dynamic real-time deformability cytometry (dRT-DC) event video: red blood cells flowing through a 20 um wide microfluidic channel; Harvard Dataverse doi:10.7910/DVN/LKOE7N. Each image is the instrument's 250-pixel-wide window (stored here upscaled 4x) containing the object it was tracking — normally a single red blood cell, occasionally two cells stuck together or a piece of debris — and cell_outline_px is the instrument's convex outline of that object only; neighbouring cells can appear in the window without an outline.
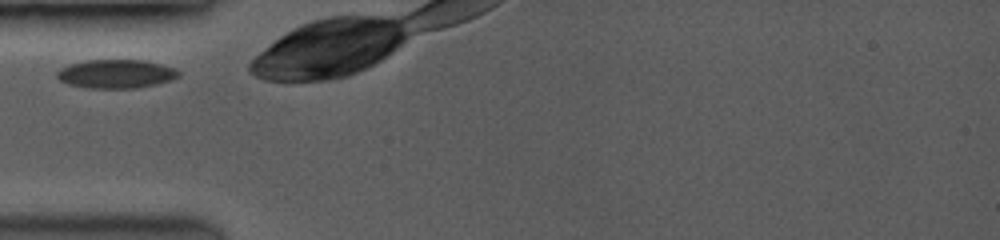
{"species": "common noctule bat (a hibernating species)", "species_latin": "Nyctalus noctula", "temperature_condition": "room temperature", "stored_images_in_passage": 4, "camera_frame_rate_fps": 3500, "um_per_image_px": 0.085, "animal": {"sex": "female", "body_mass_g": 19.0, "forearm_length_mm": 53.3}, "frame": {"image": 1, "passage_image": 1, "time_ms": 0.0, "image_size_px": [1000, 240], "cell_outline_px": [[180, 76], [172, 80], [132, 88], [92, 88], [68, 84], [60, 80], [56, 76], [56, 72], [60, 68], [72, 64], [88, 60], [144, 60], [176, 68], [180, 72]], "centroid_in_image_um": [9.87, 6.27], "position_along_channel_um": 75.1, "area_um2": 20.11}}